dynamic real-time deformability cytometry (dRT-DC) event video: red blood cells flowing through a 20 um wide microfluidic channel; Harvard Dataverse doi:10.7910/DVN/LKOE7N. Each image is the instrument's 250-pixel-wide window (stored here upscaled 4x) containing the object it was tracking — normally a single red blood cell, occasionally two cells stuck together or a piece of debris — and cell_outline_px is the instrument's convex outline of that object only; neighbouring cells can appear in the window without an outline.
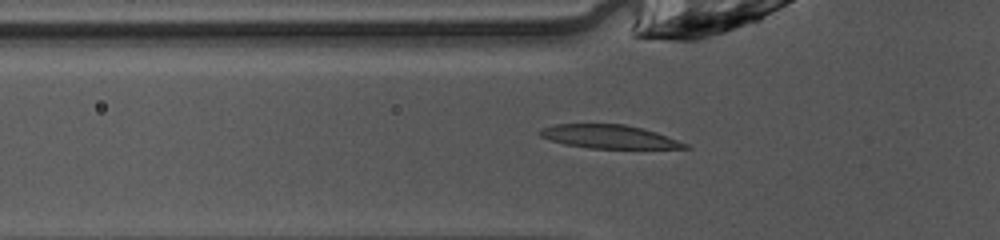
{"species": "common noctule bat (a hibernating species)", "species_latin": "Nyctalus noctula", "temperature_condition": "warm", "stored_images_in_passage": 37, "camera_frame_rate_fps": 3000, "um_per_image_px": 0.085, "animal": {"sex": "female", "body_mass_g": 10.0, "forearm_length_mm": 53.1}, "frame": {"image": 1, "passage_image": 7, "time_ms": 2.0, "image_size_px": [1000, 240], "cell_outline_px": [[692, 148], [588, 148], [564, 144], [540, 136], [536, 132], [540, 128], [556, 124], [624, 124], [656, 132], [688, 144]], "centroid_in_image_um": [51.72, 11.61], "position_along_channel_um": 74.1, "area_um2": 19.71}}
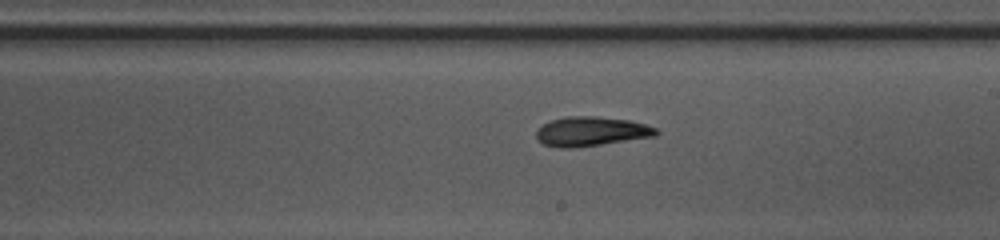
{"frame": {"image": 2, "passage_image": 19, "time_ms": 6.0, "image_size_px": [1000, 240], "cell_outline_px": [[660, 132], [656, 136], [572, 148], [560, 148], [544, 144], [536, 136], [536, 132], [544, 124], [552, 120], [564, 116], [596, 116], [628, 120], [644, 124], [656, 128]], "centroid_in_image_um": [50.26, 11.16], "position_along_channel_um": 238.7, "area_um2": 20.29}}
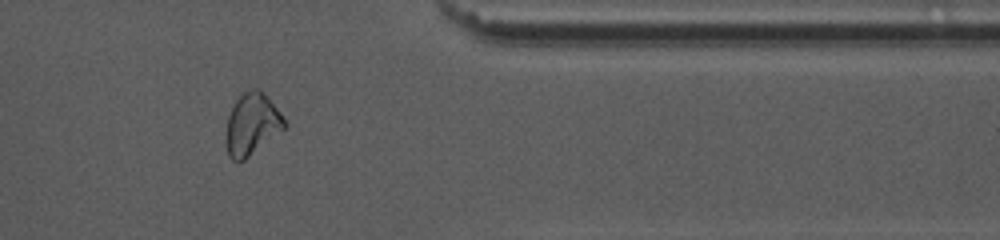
{"frame": {"image": 3, "passage_image": 31, "time_ms": 10.0, "image_size_px": [1000, 240], "cell_outline_px": [[288, 124], [284, 128], [244, 160], [232, 160], [228, 156], [224, 140], [224, 136], [228, 116], [236, 100], [244, 92], [252, 88], [260, 88], [284, 116]], "centroid_in_image_um": [21.39, 10.55], "position_along_channel_um": 390.0, "area_um2": 21.1}}